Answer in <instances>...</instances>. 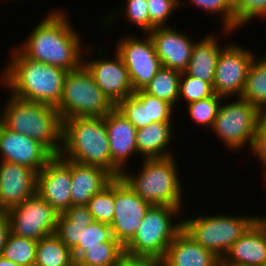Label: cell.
I'll list each match as a JSON object with an SVG mask.
<instances>
[{
    "instance_id": "cell-1",
    "label": "cell",
    "mask_w": 266,
    "mask_h": 266,
    "mask_svg": "<svg viewBox=\"0 0 266 266\" xmlns=\"http://www.w3.org/2000/svg\"><path fill=\"white\" fill-rule=\"evenodd\" d=\"M60 12L45 16L19 50L32 60L71 71L83 64L82 45L68 16Z\"/></svg>"
},
{
    "instance_id": "cell-2",
    "label": "cell",
    "mask_w": 266,
    "mask_h": 266,
    "mask_svg": "<svg viewBox=\"0 0 266 266\" xmlns=\"http://www.w3.org/2000/svg\"><path fill=\"white\" fill-rule=\"evenodd\" d=\"M18 50V51H17ZM3 71L1 80L10 94L26 101L57 106L69 71L26 57L19 49Z\"/></svg>"
},
{
    "instance_id": "cell-3",
    "label": "cell",
    "mask_w": 266,
    "mask_h": 266,
    "mask_svg": "<svg viewBox=\"0 0 266 266\" xmlns=\"http://www.w3.org/2000/svg\"><path fill=\"white\" fill-rule=\"evenodd\" d=\"M59 156L81 164L100 166L114 177L122 174L111 161L104 117H74L63 120Z\"/></svg>"
},
{
    "instance_id": "cell-4",
    "label": "cell",
    "mask_w": 266,
    "mask_h": 266,
    "mask_svg": "<svg viewBox=\"0 0 266 266\" xmlns=\"http://www.w3.org/2000/svg\"><path fill=\"white\" fill-rule=\"evenodd\" d=\"M0 122L8 129L25 134L45 145L54 155L62 147L63 120L55 106L26 101L10 94Z\"/></svg>"
},
{
    "instance_id": "cell-5",
    "label": "cell",
    "mask_w": 266,
    "mask_h": 266,
    "mask_svg": "<svg viewBox=\"0 0 266 266\" xmlns=\"http://www.w3.org/2000/svg\"><path fill=\"white\" fill-rule=\"evenodd\" d=\"M173 156L144 159L136 176L122 171L121 178L144 201L151 205L181 207V181Z\"/></svg>"
},
{
    "instance_id": "cell-6",
    "label": "cell",
    "mask_w": 266,
    "mask_h": 266,
    "mask_svg": "<svg viewBox=\"0 0 266 266\" xmlns=\"http://www.w3.org/2000/svg\"><path fill=\"white\" fill-rule=\"evenodd\" d=\"M115 107L82 64L67 73L60 102L55 108L62 120H66L74 117H105Z\"/></svg>"
},
{
    "instance_id": "cell-7",
    "label": "cell",
    "mask_w": 266,
    "mask_h": 266,
    "mask_svg": "<svg viewBox=\"0 0 266 266\" xmlns=\"http://www.w3.org/2000/svg\"><path fill=\"white\" fill-rule=\"evenodd\" d=\"M179 211V207L151 205L134 237L124 246V252L162 260L167 247L182 230V222H172Z\"/></svg>"
},
{
    "instance_id": "cell-8",
    "label": "cell",
    "mask_w": 266,
    "mask_h": 266,
    "mask_svg": "<svg viewBox=\"0 0 266 266\" xmlns=\"http://www.w3.org/2000/svg\"><path fill=\"white\" fill-rule=\"evenodd\" d=\"M260 217L214 215L181 220L182 230L203 248L222 259L228 249Z\"/></svg>"
},
{
    "instance_id": "cell-9",
    "label": "cell",
    "mask_w": 266,
    "mask_h": 266,
    "mask_svg": "<svg viewBox=\"0 0 266 266\" xmlns=\"http://www.w3.org/2000/svg\"><path fill=\"white\" fill-rule=\"evenodd\" d=\"M263 113L245 99L220 104L212 131L232 150L244 144L252 148L256 130Z\"/></svg>"
},
{
    "instance_id": "cell-10",
    "label": "cell",
    "mask_w": 266,
    "mask_h": 266,
    "mask_svg": "<svg viewBox=\"0 0 266 266\" xmlns=\"http://www.w3.org/2000/svg\"><path fill=\"white\" fill-rule=\"evenodd\" d=\"M12 234L39 241L56 232L59 213L37 193L6 211Z\"/></svg>"
},
{
    "instance_id": "cell-11",
    "label": "cell",
    "mask_w": 266,
    "mask_h": 266,
    "mask_svg": "<svg viewBox=\"0 0 266 266\" xmlns=\"http://www.w3.org/2000/svg\"><path fill=\"white\" fill-rule=\"evenodd\" d=\"M120 40L116 52L129 72L134 92L142 90L162 68L153 40L149 34L142 40L133 37Z\"/></svg>"
},
{
    "instance_id": "cell-12",
    "label": "cell",
    "mask_w": 266,
    "mask_h": 266,
    "mask_svg": "<svg viewBox=\"0 0 266 266\" xmlns=\"http://www.w3.org/2000/svg\"><path fill=\"white\" fill-rule=\"evenodd\" d=\"M240 46H226L220 51L216 63L213 90L216 95L240 97L245 87L246 77L255 55Z\"/></svg>"
},
{
    "instance_id": "cell-13",
    "label": "cell",
    "mask_w": 266,
    "mask_h": 266,
    "mask_svg": "<svg viewBox=\"0 0 266 266\" xmlns=\"http://www.w3.org/2000/svg\"><path fill=\"white\" fill-rule=\"evenodd\" d=\"M114 238L125 246L135 235L151 204L142 200L121 177L114 178Z\"/></svg>"
},
{
    "instance_id": "cell-14",
    "label": "cell",
    "mask_w": 266,
    "mask_h": 266,
    "mask_svg": "<svg viewBox=\"0 0 266 266\" xmlns=\"http://www.w3.org/2000/svg\"><path fill=\"white\" fill-rule=\"evenodd\" d=\"M36 193L64 213L71 206V160L54 155L37 173Z\"/></svg>"
},
{
    "instance_id": "cell-15",
    "label": "cell",
    "mask_w": 266,
    "mask_h": 266,
    "mask_svg": "<svg viewBox=\"0 0 266 266\" xmlns=\"http://www.w3.org/2000/svg\"><path fill=\"white\" fill-rule=\"evenodd\" d=\"M2 160L41 171L54 154L41 142L6 128L0 122Z\"/></svg>"
},
{
    "instance_id": "cell-16",
    "label": "cell",
    "mask_w": 266,
    "mask_h": 266,
    "mask_svg": "<svg viewBox=\"0 0 266 266\" xmlns=\"http://www.w3.org/2000/svg\"><path fill=\"white\" fill-rule=\"evenodd\" d=\"M114 56V60L101 57L94 61L87 60L83 65L102 92L116 106L121 100L133 95L134 90L122 58L117 52Z\"/></svg>"
},
{
    "instance_id": "cell-17",
    "label": "cell",
    "mask_w": 266,
    "mask_h": 266,
    "mask_svg": "<svg viewBox=\"0 0 266 266\" xmlns=\"http://www.w3.org/2000/svg\"><path fill=\"white\" fill-rule=\"evenodd\" d=\"M37 172L29 167L2 161L0 204L6 212L36 194Z\"/></svg>"
},
{
    "instance_id": "cell-18",
    "label": "cell",
    "mask_w": 266,
    "mask_h": 266,
    "mask_svg": "<svg viewBox=\"0 0 266 266\" xmlns=\"http://www.w3.org/2000/svg\"><path fill=\"white\" fill-rule=\"evenodd\" d=\"M116 108L137 128L155 122H172L173 106L167 101L146 93L143 89L121 100Z\"/></svg>"
},
{
    "instance_id": "cell-19",
    "label": "cell",
    "mask_w": 266,
    "mask_h": 266,
    "mask_svg": "<svg viewBox=\"0 0 266 266\" xmlns=\"http://www.w3.org/2000/svg\"><path fill=\"white\" fill-rule=\"evenodd\" d=\"M148 34L162 67L180 72L187 69L194 48V42L189 37L166 26L155 27Z\"/></svg>"
},
{
    "instance_id": "cell-20",
    "label": "cell",
    "mask_w": 266,
    "mask_h": 266,
    "mask_svg": "<svg viewBox=\"0 0 266 266\" xmlns=\"http://www.w3.org/2000/svg\"><path fill=\"white\" fill-rule=\"evenodd\" d=\"M221 264L266 266V216L261 217L225 253Z\"/></svg>"
},
{
    "instance_id": "cell-21",
    "label": "cell",
    "mask_w": 266,
    "mask_h": 266,
    "mask_svg": "<svg viewBox=\"0 0 266 266\" xmlns=\"http://www.w3.org/2000/svg\"><path fill=\"white\" fill-rule=\"evenodd\" d=\"M109 138L111 161L123 171L126 160L138 153L136 145L137 128L115 107L104 117Z\"/></svg>"
},
{
    "instance_id": "cell-22",
    "label": "cell",
    "mask_w": 266,
    "mask_h": 266,
    "mask_svg": "<svg viewBox=\"0 0 266 266\" xmlns=\"http://www.w3.org/2000/svg\"><path fill=\"white\" fill-rule=\"evenodd\" d=\"M114 178L100 166L71 161V205H87Z\"/></svg>"
},
{
    "instance_id": "cell-23",
    "label": "cell",
    "mask_w": 266,
    "mask_h": 266,
    "mask_svg": "<svg viewBox=\"0 0 266 266\" xmlns=\"http://www.w3.org/2000/svg\"><path fill=\"white\" fill-rule=\"evenodd\" d=\"M220 260L181 230L161 261L162 266H219Z\"/></svg>"
},
{
    "instance_id": "cell-24",
    "label": "cell",
    "mask_w": 266,
    "mask_h": 266,
    "mask_svg": "<svg viewBox=\"0 0 266 266\" xmlns=\"http://www.w3.org/2000/svg\"><path fill=\"white\" fill-rule=\"evenodd\" d=\"M172 122H155L146 127L137 129L136 145L138 153L144 159H161L171 157L172 154L166 151L168 144H171Z\"/></svg>"
},
{
    "instance_id": "cell-25",
    "label": "cell",
    "mask_w": 266,
    "mask_h": 266,
    "mask_svg": "<svg viewBox=\"0 0 266 266\" xmlns=\"http://www.w3.org/2000/svg\"><path fill=\"white\" fill-rule=\"evenodd\" d=\"M217 41V37L210 35L194 43L191 59L184 71L187 75L209 82L213 86L217 59L223 49L218 46Z\"/></svg>"
},
{
    "instance_id": "cell-26",
    "label": "cell",
    "mask_w": 266,
    "mask_h": 266,
    "mask_svg": "<svg viewBox=\"0 0 266 266\" xmlns=\"http://www.w3.org/2000/svg\"><path fill=\"white\" fill-rule=\"evenodd\" d=\"M34 266H76L72 250L54 233L37 243Z\"/></svg>"
},
{
    "instance_id": "cell-27",
    "label": "cell",
    "mask_w": 266,
    "mask_h": 266,
    "mask_svg": "<svg viewBox=\"0 0 266 266\" xmlns=\"http://www.w3.org/2000/svg\"><path fill=\"white\" fill-rule=\"evenodd\" d=\"M240 97L266 113V57L253 59Z\"/></svg>"
},
{
    "instance_id": "cell-28",
    "label": "cell",
    "mask_w": 266,
    "mask_h": 266,
    "mask_svg": "<svg viewBox=\"0 0 266 266\" xmlns=\"http://www.w3.org/2000/svg\"><path fill=\"white\" fill-rule=\"evenodd\" d=\"M180 71L162 67L144 87V91L170 103L173 107L179 99Z\"/></svg>"
},
{
    "instance_id": "cell-29",
    "label": "cell",
    "mask_w": 266,
    "mask_h": 266,
    "mask_svg": "<svg viewBox=\"0 0 266 266\" xmlns=\"http://www.w3.org/2000/svg\"><path fill=\"white\" fill-rule=\"evenodd\" d=\"M37 243L9 232L1 256L23 266H34Z\"/></svg>"
},
{
    "instance_id": "cell-30",
    "label": "cell",
    "mask_w": 266,
    "mask_h": 266,
    "mask_svg": "<svg viewBox=\"0 0 266 266\" xmlns=\"http://www.w3.org/2000/svg\"><path fill=\"white\" fill-rule=\"evenodd\" d=\"M123 253L120 242H103V246L88 247L76 259V266H114Z\"/></svg>"
},
{
    "instance_id": "cell-31",
    "label": "cell",
    "mask_w": 266,
    "mask_h": 266,
    "mask_svg": "<svg viewBox=\"0 0 266 266\" xmlns=\"http://www.w3.org/2000/svg\"><path fill=\"white\" fill-rule=\"evenodd\" d=\"M103 242H119L114 238L111 225L95 221L82 229L81 240L72 249L76 260L88 247L103 246Z\"/></svg>"
},
{
    "instance_id": "cell-32",
    "label": "cell",
    "mask_w": 266,
    "mask_h": 266,
    "mask_svg": "<svg viewBox=\"0 0 266 266\" xmlns=\"http://www.w3.org/2000/svg\"><path fill=\"white\" fill-rule=\"evenodd\" d=\"M87 207L95 221L112 223L115 210L114 179L89 200Z\"/></svg>"
},
{
    "instance_id": "cell-33",
    "label": "cell",
    "mask_w": 266,
    "mask_h": 266,
    "mask_svg": "<svg viewBox=\"0 0 266 266\" xmlns=\"http://www.w3.org/2000/svg\"><path fill=\"white\" fill-rule=\"evenodd\" d=\"M224 97L214 94L213 96L188 104L189 115L196 123L212 129L221 100Z\"/></svg>"
},
{
    "instance_id": "cell-34",
    "label": "cell",
    "mask_w": 266,
    "mask_h": 266,
    "mask_svg": "<svg viewBox=\"0 0 266 266\" xmlns=\"http://www.w3.org/2000/svg\"><path fill=\"white\" fill-rule=\"evenodd\" d=\"M213 86L199 78L181 73L179 82V98L184 97L187 103L203 100L213 96Z\"/></svg>"
},
{
    "instance_id": "cell-35",
    "label": "cell",
    "mask_w": 266,
    "mask_h": 266,
    "mask_svg": "<svg viewBox=\"0 0 266 266\" xmlns=\"http://www.w3.org/2000/svg\"><path fill=\"white\" fill-rule=\"evenodd\" d=\"M235 30L253 18H266V0H233Z\"/></svg>"
},
{
    "instance_id": "cell-36",
    "label": "cell",
    "mask_w": 266,
    "mask_h": 266,
    "mask_svg": "<svg viewBox=\"0 0 266 266\" xmlns=\"http://www.w3.org/2000/svg\"><path fill=\"white\" fill-rule=\"evenodd\" d=\"M198 7L210 13L221 12L223 17V28L228 33L235 30V11L233 7V0H191Z\"/></svg>"
},
{
    "instance_id": "cell-37",
    "label": "cell",
    "mask_w": 266,
    "mask_h": 266,
    "mask_svg": "<svg viewBox=\"0 0 266 266\" xmlns=\"http://www.w3.org/2000/svg\"><path fill=\"white\" fill-rule=\"evenodd\" d=\"M84 223L71 222L63 213L58 215L55 234L69 248L73 249L81 240Z\"/></svg>"
},
{
    "instance_id": "cell-38",
    "label": "cell",
    "mask_w": 266,
    "mask_h": 266,
    "mask_svg": "<svg viewBox=\"0 0 266 266\" xmlns=\"http://www.w3.org/2000/svg\"><path fill=\"white\" fill-rule=\"evenodd\" d=\"M150 16V31L155 27H164L172 11L177 8L179 0H147Z\"/></svg>"
},
{
    "instance_id": "cell-39",
    "label": "cell",
    "mask_w": 266,
    "mask_h": 266,
    "mask_svg": "<svg viewBox=\"0 0 266 266\" xmlns=\"http://www.w3.org/2000/svg\"><path fill=\"white\" fill-rule=\"evenodd\" d=\"M125 16L132 24L141 27L144 32H150V16L147 0H126Z\"/></svg>"
},
{
    "instance_id": "cell-40",
    "label": "cell",
    "mask_w": 266,
    "mask_h": 266,
    "mask_svg": "<svg viewBox=\"0 0 266 266\" xmlns=\"http://www.w3.org/2000/svg\"><path fill=\"white\" fill-rule=\"evenodd\" d=\"M251 149V152L263 163L266 172V113H263L260 119Z\"/></svg>"
},
{
    "instance_id": "cell-41",
    "label": "cell",
    "mask_w": 266,
    "mask_h": 266,
    "mask_svg": "<svg viewBox=\"0 0 266 266\" xmlns=\"http://www.w3.org/2000/svg\"><path fill=\"white\" fill-rule=\"evenodd\" d=\"M63 214L71 222L84 223L85 226L91 225L95 222L87 205H71Z\"/></svg>"
},
{
    "instance_id": "cell-42",
    "label": "cell",
    "mask_w": 266,
    "mask_h": 266,
    "mask_svg": "<svg viewBox=\"0 0 266 266\" xmlns=\"http://www.w3.org/2000/svg\"><path fill=\"white\" fill-rule=\"evenodd\" d=\"M114 266H162V261L146 256H134L124 252Z\"/></svg>"
},
{
    "instance_id": "cell-43",
    "label": "cell",
    "mask_w": 266,
    "mask_h": 266,
    "mask_svg": "<svg viewBox=\"0 0 266 266\" xmlns=\"http://www.w3.org/2000/svg\"><path fill=\"white\" fill-rule=\"evenodd\" d=\"M9 222L6 212L0 213V255L9 234Z\"/></svg>"
},
{
    "instance_id": "cell-44",
    "label": "cell",
    "mask_w": 266,
    "mask_h": 266,
    "mask_svg": "<svg viewBox=\"0 0 266 266\" xmlns=\"http://www.w3.org/2000/svg\"><path fill=\"white\" fill-rule=\"evenodd\" d=\"M0 266H23V265H20L8 259H5L4 257L0 255Z\"/></svg>"
},
{
    "instance_id": "cell-45",
    "label": "cell",
    "mask_w": 266,
    "mask_h": 266,
    "mask_svg": "<svg viewBox=\"0 0 266 266\" xmlns=\"http://www.w3.org/2000/svg\"><path fill=\"white\" fill-rule=\"evenodd\" d=\"M219 266H243V265H231V264H221V263H219Z\"/></svg>"
},
{
    "instance_id": "cell-46",
    "label": "cell",
    "mask_w": 266,
    "mask_h": 266,
    "mask_svg": "<svg viewBox=\"0 0 266 266\" xmlns=\"http://www.w3.org/2000/svg\"><path fill=\"white\" fill-rule=\"evenodd\" d=\"M5 211L3 210L1 204H0V213H4Z\"/></svg>"
}]
</instances>
